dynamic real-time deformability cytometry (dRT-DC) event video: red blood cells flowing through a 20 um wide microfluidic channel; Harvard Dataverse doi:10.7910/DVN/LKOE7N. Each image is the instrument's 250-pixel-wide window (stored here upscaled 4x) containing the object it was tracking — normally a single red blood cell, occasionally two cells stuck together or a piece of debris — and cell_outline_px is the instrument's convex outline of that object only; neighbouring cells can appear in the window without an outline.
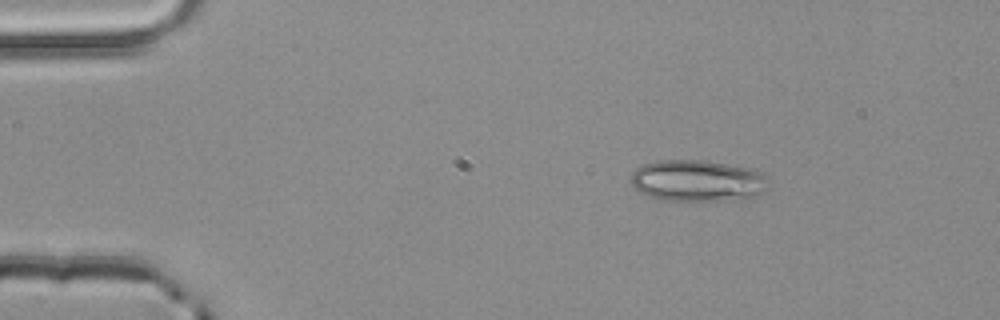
{"species": "common noctule bat (a hibernating species)", "species_latin": "Nyctalus noctula", "temperature_condition": "room temperature", "stored_images_in_passage": 3, "camera_frame_rate_fps": 3000, "um_per_image_px": 0.085, "animal": {"sex": "male", "body_mass_g": 20.4}, "frame": {"image": 1, "passage_image": 1, "time_ms": 0.0, "image_size_px": [1000, 320], "cell_outline_px": [[768, 188], [764, 192], [756, 196], [744, 200], [660, 200], [648, 196], [632, 188], [632, 172], [636, 168], [644, 164], [660, 160], [708, 160], [748, 168], [760, 172], [764, 176]], "centroid_in_image_um": [59.28, 15.37], "position_along_channel_um": 25.7, "area_um2": 33.47}}